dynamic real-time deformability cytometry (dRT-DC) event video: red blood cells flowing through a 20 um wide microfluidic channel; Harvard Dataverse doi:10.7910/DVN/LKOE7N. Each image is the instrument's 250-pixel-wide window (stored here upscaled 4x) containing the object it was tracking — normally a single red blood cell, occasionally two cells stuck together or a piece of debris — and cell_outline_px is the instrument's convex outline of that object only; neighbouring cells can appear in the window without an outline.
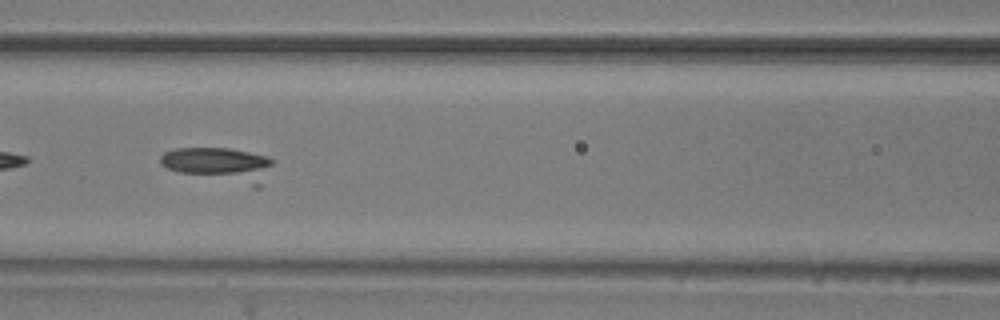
{"species": "common noctule bat (a hibernating species)", "species_latin": "Nyctalus noctula", "temperature_condition": "room temperature", "stored_images_in_passage": 48, "camera_frame_rate_fps": 3000, "um_per_image_px": 0.085, "animal": {"sex": "male", "body_mass_g": 20.5, "forearm_length_mm": 52.5}, "frame": {"image": 1, "passage_image": 21, "time_ms": 6.667, "image_size_px": [1000, 320], "cell_outline_px": [[276, 160], [260, 188], [252, 188], [180, 172], [168, 168], [160, 164], [160, 156], [164, 152], [176, 148], [228, 148], [268, 156]], "centroid_in_image_um": [18.74, 14.01], "position_along_channel_um": 147.9, "area_um2": 22.83}}
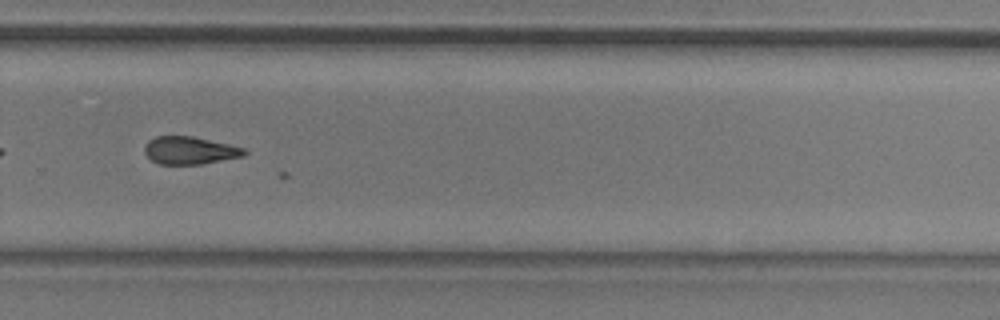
{"frame": {"image": 2, "passage_image": 34, "time_ms": 11.0, "image_size_px": [1000, 320], "cell_outline_px": [[248, 152], [244, 156], [200, 164], [160, 164], [152, 160], [144, 152], [144, 144], [148, 140], [156, 136], [192, 136], [228, 144], [244, 148]], "centroid_in_image_um": [16.11, 12.78], "position_along_channel_um": 313.7, "area_um2": 16.01}}